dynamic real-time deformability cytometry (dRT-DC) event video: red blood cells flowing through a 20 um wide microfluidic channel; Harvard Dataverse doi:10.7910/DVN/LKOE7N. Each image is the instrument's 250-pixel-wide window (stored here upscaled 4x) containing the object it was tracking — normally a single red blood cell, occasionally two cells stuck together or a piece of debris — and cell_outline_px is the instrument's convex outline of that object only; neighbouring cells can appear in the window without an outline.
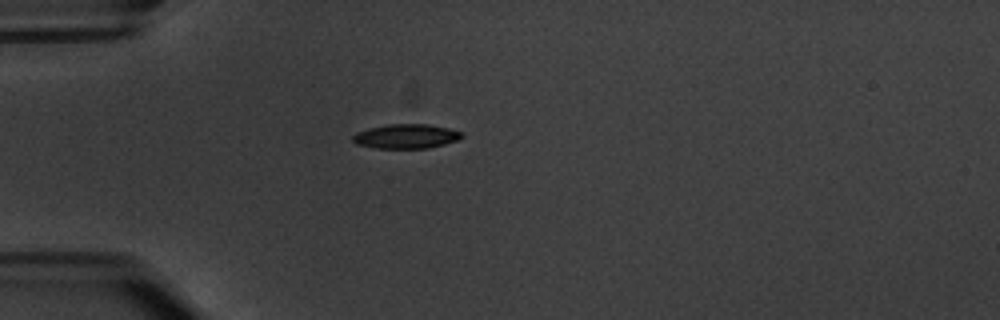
{"species": "common noctule bat (a hibernating species)", "species_latin": "Nyctalus noctula", "temperature_condition": "warm", "stored_images_in_passage": 3, "camera_frame_rate_fps": 3000, "um_per_image_px": 0.085, "animal": {"sex": "male", "body_mass_g": 20.1, "forearm_length_mm": 53.5}, "frame": {"image": 1, "passage_image": 1, "time_ms": 0.0, "image_size_px": [1000, 320], "cell_outline_px": [[464, 136], [456, 140], [444, 144], [428, 148], [376, 148], [356, 144], [352, 140], [352, 136], [356, 132], [368, 128], [388, 124], [428, 124], [448, 128], [464, 132]], "centroid_in_image_um": [34.51, 11.58], "position_along_channel_um": 50.5, "area_um2": 15.55}}